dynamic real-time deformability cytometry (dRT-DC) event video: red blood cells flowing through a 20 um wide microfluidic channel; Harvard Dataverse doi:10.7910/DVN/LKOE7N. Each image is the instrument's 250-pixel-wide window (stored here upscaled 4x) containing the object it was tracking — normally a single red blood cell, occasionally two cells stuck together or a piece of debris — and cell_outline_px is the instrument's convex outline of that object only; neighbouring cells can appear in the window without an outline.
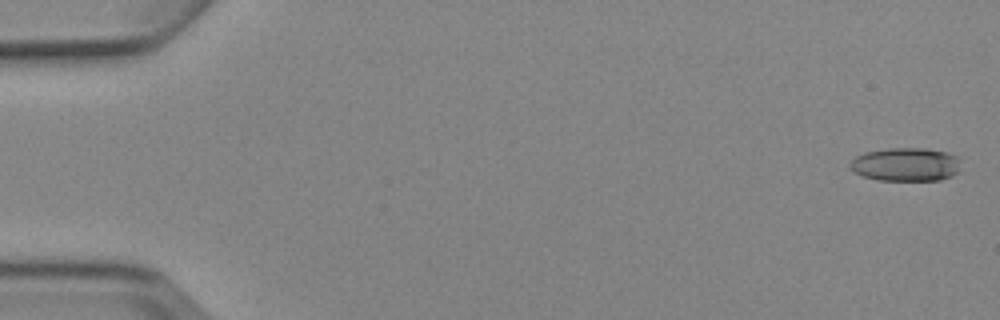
{"species": "Egyptian fruit bat (a non-hibernating species)", "species_latin": "Rousettus aegyptiacus", "temperature_condition": "cold", "stored_images_in_passage": 5, "camera_frame_rate_fps": 3000, "um_per_image_px": 0.085, "animal": {"sex": "female"}, "frame": {"image": 1, "passage_image": 1, "time_ms": 0.0, "image_size_px": [1000, 320], "cell_outline_px": [[960, 172], [952, 176], [940, 180], [876, 180], [864, 176], [856, 172], [848, 164], [856, 156], [864, 152], [888, 148], [924, 148], [948, 152], [956, 156]], "centroid_in_image_um": [77.0, 13.97], "position_along_channel_um": 8.0, "area_um2": 21.62}}
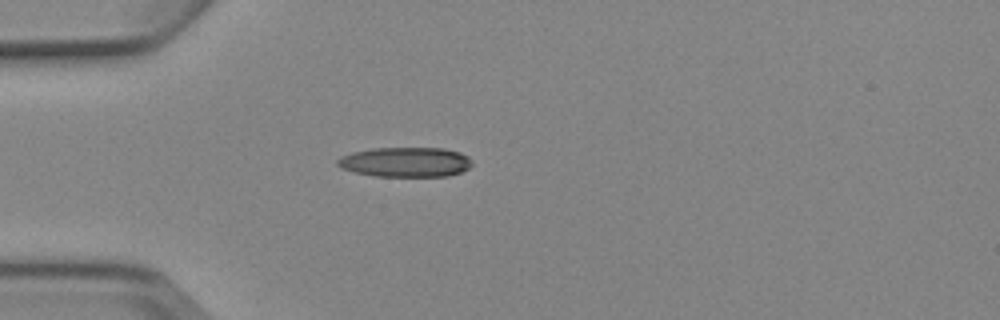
{"frame": {"image": 2, "passage_image": 5, "time_ms": 4.667, "image_size_px": [1000, 320], "cell_outline_px": [[472, 164], [468, 168], [460, 172], [448, 176], [376, 176], [356, 172], [340, 168], [336, 164], [336, 160], [340, 156], [352, 152], [372, 148], [444, 148], [460, 152], [468, 156], [472, 160]], "centroid_in_image_um": [34.46, 13.77], "position_along_channel_um": 50.5, "area_um2": 23.47}}